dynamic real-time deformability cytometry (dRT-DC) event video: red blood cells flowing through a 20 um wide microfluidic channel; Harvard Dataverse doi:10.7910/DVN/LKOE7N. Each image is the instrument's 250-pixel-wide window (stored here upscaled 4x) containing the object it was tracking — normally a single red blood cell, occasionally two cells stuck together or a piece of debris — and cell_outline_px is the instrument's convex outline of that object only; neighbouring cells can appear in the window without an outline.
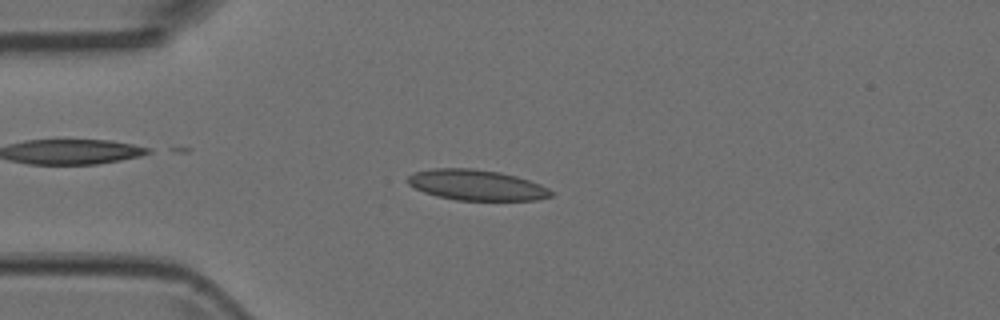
{"species": "Egyptian fruit bat (a non-hibernating species)", "species_latin": "Rousettus aegyptiacus", "temperature_condition": "room temperature", "stored_images_in_passage": 7, "camera_frame_rate_fps": 3000, "um_per_image_px": 0.085, "animal": {"sex": "female"}, "frame": {"image": 1, "passage_image": 3, "time_ms": 0.667, "image_size_px": [1000, 320], "cell_outline_px": [[556, 192], [552, 196], [536, 200], [456, 200], [436, 196], [424, 192], [408, 184], [404, 180], [412, 172], [432, 168], [472, 168], [500, 172], [516, 176], [540, 184]], "centroid_in_image_um": [40.48, 15.72], "position_along_channel_um": 44.5, "area_um2": 25.78}}
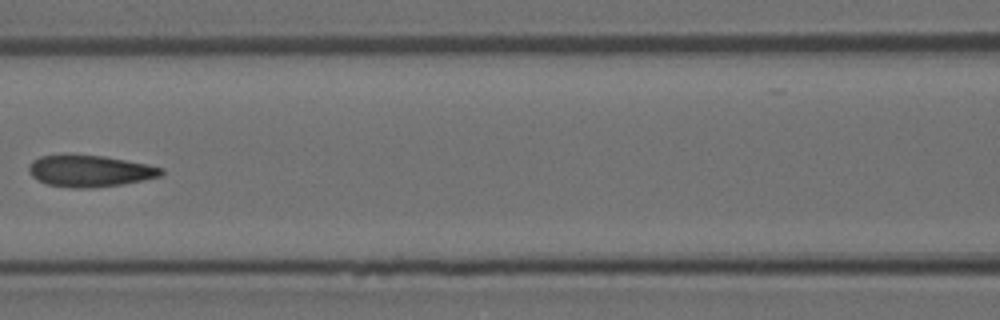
{"frame": {"image": 2, "passage_image": 6, "time_ms": 1.667, "image_size_px": [1000, 320], "cell_outline_px": [[164, 172], [160, 176], [144, 180], [120, 184], [92, 188], [72, 188], [48, 184], [36, 180], [28, 172], [28, 164], [32, 160], [40, 156], [104, 156], [148, 164], [164, 168]], "centroid_in_image_um": [7.64, 14.55], "position_along_channel_um": 159.0, "area_um2": 24.16}}
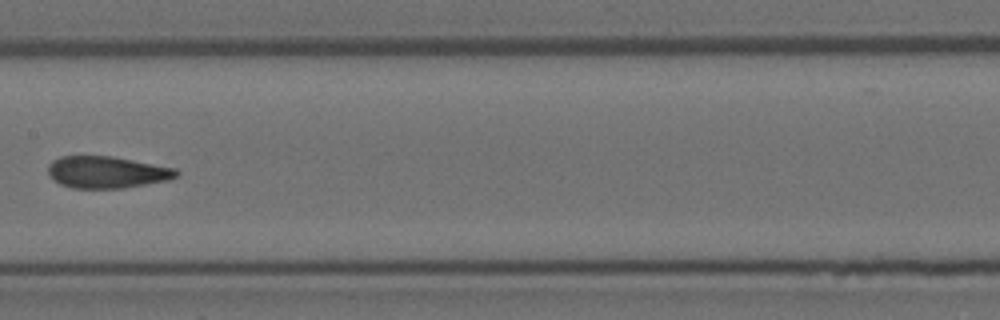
{"frame": {"image": 3, "passage_image": 7, "time_ms": 2.0, "image_size_px": [1000, 320], "cell_outline_px": [[180, 172], [176, 176], [168, 180], [124, 188], [72, 188], [60, 184], [52, 180], [48, 176], [48, 164], [52, 160], [60, 156], [112, 156], [176, 168]], "centroid_in_image_um": [9.04, 14.63], "position_along_channel_um": 198.4, "area_um2": 23.99}}